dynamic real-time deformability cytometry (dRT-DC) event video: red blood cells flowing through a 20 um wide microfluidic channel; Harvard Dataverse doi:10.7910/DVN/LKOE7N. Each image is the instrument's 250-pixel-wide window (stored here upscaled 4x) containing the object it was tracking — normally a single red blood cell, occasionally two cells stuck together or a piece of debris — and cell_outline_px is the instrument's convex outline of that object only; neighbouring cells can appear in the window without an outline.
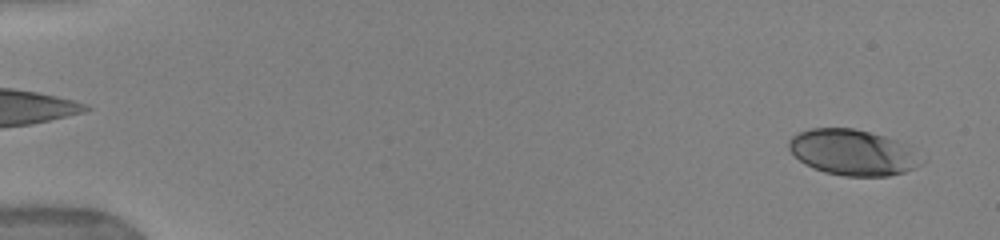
{"species": "human", "species_latin": "Homo sapiens", "temperature_condition": "warm", "stored_images_in_passage": 22, "camera_frame_rate_fps": 3000, "um_per_image_px": 0.085, "donor": {"sex": "female"}, "frame": {"image": 1, "passage_image": 2, "time_ms": 0.333, "image_size_px": [1000, 240], "cell_outline_px": [[928, 160], [904, 172], [888, 176], [844, 176], [824, 172], [812, 168], [804, 164], [788, 148], [788, 140], [796, 132], [812, 128], [852, 128], [884, 136], [896, 140], [904, 144]], "centroid_in_image_um": [72.48, 12.96], "position_along_channel_um": 12.5, "area_um2": 35.43}}
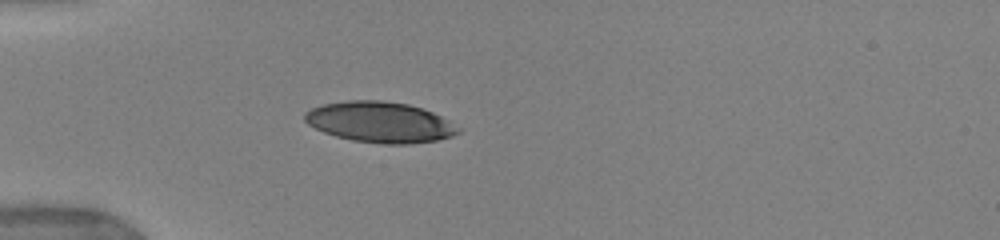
{"frame": {"image": 2, "passage_image": 10, "time_ms": 4.667, "image_size_px": [1000, 240], "cell_outline_px": [[464, 128], [460, 132], [452, 136], [436, 140], [408, 144], [380, 144], [352, 140], [336, 136], [324, 132], [308, 124], [304, 120], [304, 112], [312, 108], [324, 104], [348, 100], [380, 100], [408, 104], [432, 112]], "centroid_in_image_um": [32.32, 10.39], "position_along_channel_um": 52.7, "area_um2": 36.47}}